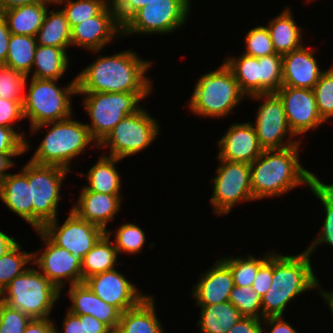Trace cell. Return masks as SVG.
Segmentation results:
<instances>
[{
	"mask_svg": "<svg viewBox=\"0 0 333 333\" xmlns=\"http://www.w3.org/2000/svg\"><path fill=\"white\" fill-rule=\"evenodd\" d=\"M18 242L0 257V293L17 276L22 274L32 263L33 254L26 251L20 252ZM25 267V268H24Z\"/></svg>",
	"mask_w": 333,
	"mask_h": 333,
	"instance_id": "obj_37",
	"label": "cell"
},
{
	"mask_svg": "<svg viewBox=\"0 0 333 333\" xmlns=\"http://www.w3.org/2000/svg\"><path fill=\"white\" fill-rule=\"evenodd\" d=\"M37 48L36 37L10 34L5 64L15 71L29 76Z\"/></svg>",
	"mask_w": 333,
	"mask_h": 333,
	"instance_id": "obj_34",
	"label": "cell"
},
{
	"mask_svg": "<svg viewBox=\"0 0 333 333\" xmlns=\"http://www.w3.org/2000/svg\"><path fill=\"white\" fill-rule=\"evenodd\" d=\"M22 154H2L0 153V184L9 175L5 170L14 166L12 157L20 156Z\"/></svg>",
	"mask_w": 333,
	"mask_h": 333,
	"instance_id": "obj_56",
	"label": "cell"
},
{
	"mask_svg": "<svg viewBox=\"0 0 333 333\" xmlns=\"http://www.w3.org/2000/svg\"><path fill=\"white\" fill-rule=\"evenodd\" d=\"M210 203L217 215H226L238 202L254 200L250 180V164L218 159Z\"/></svg>",
	"mask_w": 333,
	"mask_h": 333,
	"instance_id": "obj_12",
	"label": "cell"
},
{
	"mask_svg": "<svg viewBox=\"0 0 333 333\" xmlns=\"http://www.w3.org/2000/svg\"><path fill=\"white\" fill-rule=\"evenodd\" d=\"M117 19L123 25L136 11L145 7L152 0H111Z\"/></svg>",
	"mask_w": 333,
	"mask_h": 333,
	"instance_id": "obj_49",
	"label": "cell"
},
{
	"mask_svg": "<svg viewBox=\"0 0 333 333\" xmlns=\"http://www.w3.org/2000/svg\"><path fill=\"white\" fill-rule=\"evenodd\" d=\"M310 256L306 250L296 256L273 253L272 283L261 297L262 319L283 316L291 299L320 286L313 272Z\"/></svg>",
	"mask_w": 333,
	"mask_h": 333,
	"instance_id": "obj_3",
	"label": "cell"
},
{
	"mask_svg": "<svg viewBox=\"0 0 333 333\" xmlns=\"http://www.w3.org/2000/svg\"><path fill=\"white\" fill-rule=\"evenodd\" d=\"M37 45L53 46L66 50L71 44V28L64 11L48 10L36 34Z\"/></svg>",
	"mask_w": 333,
	"mask_h": 333,
	"instance_id": "obj_30",
	"label": "cell"
},
{
	"mask_svg": "<svg viewBox=\"0 0 333 333\" xmlns=\"http://www.w3.org/2000/svg\"><path fill=\"white\" fill-rule=\"evenodd\" d=\"M27 76L4 64H0V98L24 102Z\"/></svg>",
	"mask_w": 333,
	"mask_h": 333,
	"instance_id": "obj_40",
	"label": "cell"
},
{
	"mask_svg": "<svg viewBox=\"0 0 333 333\" xmlns=\"http://www.w3.org/2000/svg\"><path fill=\"white\" fill-rule=\"evenodd\" d=\"M37 233L46 246L44 251L40 250V253H32V264L38 266V268L40 267L38 270L44 274L60 292L68 280L71 282V286L83 283L81 263L75 259L68 250L53 244L40 230H37ZM38 254L39 257H36Z\"/></svg>",
	"mask_w": 333,
	"mask_h": 333,
	"instance_id": "obj_15",
	"label": "cell"
},
{
	"mask_svg": "<svg viewBox=\"0 0 333 333\" xmlns=\"http://www.w3.org/2000/svg\"><path fill=\"white\" fill-rule=\"evenodd\" d=\"M231 302L244 317L262 319V298L252 287L234 286L230 292Z\"/></svg>",
	"mask_w": 333,
	"mask_h": 333,
	"instance_id": "obj_41",
	"label": "cell"
},
{
	"mask_svg": "<svg viewBox=\"0 0 333 333\" xmlns=\"http://www.w3.org/2000/svg\"><path fill=\"white\" fill-rule=\"evenodd\" d=\"M111 230L96 242L93 248L83 257L81 273L83 282L94 275L114 269L117 264L118 251L110 241Z\"/></svg>",
	"mask_w": 333,
	"mask_h": 333,
	"instance_id": "obj_28",
	"label": "cell"
},
{
	"mask_svg": "<svg viewBox=\"0 0 333 333\" xmlns=\"http://www.w3.org/2000/svg\"><path fill=\"white\" fill-rule=\"evenodd\" d=\"M261 94L276 93L283 83V57L279 54L259 57Z\"/></svg>",
	"mask_w": 333,
	"mask_h": 333,
	"instance_id": "obj_39",
	"label": "cell"
},
{
	"mask_svg": "<svg viewBox=\"0 0 333 333\" xmlns=\"http://www.w3.org/2000/svg\"><path fill=\"white\" fill-rule=\"evenodd\" d=\"M38 2H55V0H0V12L6 9Z\"/></svg>",
	"mask_w": 333,
	"mask_h": 333,
	"instance_id": "obj_57",
	"label": "cell"
},
{
	"mask_svg": "<svg viewBox=\"0 0 333 333\" xmlns=\"http://www.w3.org/2000/svg\"><path fill=\"white\" fill-rule=\"evenodd\" d=\"M116 33L122 37V25L111 1L97 16L71 28V44L99 52L116 37Z\"/></svg>",
	"mask_w": 333,
	"mask_h": 333,
	"instance_id": "obj_17",
	"label": "cell"
},
{
	"mask_svg": "<svg viewBox=\"0 0 333 333\" xmlns=\"http://www.w3.org/2000/svg\"><path fill=\"white\" fill-rule=\"evenodd\" d=\"M10 34L6 21L0 14V64H5Z\"/></svg>",
	"mask_w": 333,
	"mask_h": 333,
	"instance_id": "obj_55",
	"label": "cell"
},
{
	"mask_svg": "<svg viewBox=\"0 0 333 333\" xmlns=\"http://www.w3.org/2000/svg\"><path fill=\"white\" fill-rule=\"evenodd\" d=\"M245 96L232 71L223 63L198 79L188 106L199 116L219 118L229 115Z\"/></svg>",
	"mask_w": 333,
	"mask_h": 333,
	"instance_id": "obj_5",
	"label": "cell"
},
{
	"mask_svg": "<svg viewBox=\"0 0 333 333\" xmlns=\"http://www.w3.org/2000/svg\"><path fill=\"white\" fill-rule=\"evenodd\" d=\"M271 253L264 254L262 259L248 254V257L222 258L221 260L230 268L233 275L234 286L252 287L254 278L260 266L269 258Z\"/></svg>",
	"mask_w": 333,
	"mask_h": 333,
	"instance_id": "obj_36",
	"label": "cell"
},
{
	"mask_svg": "<svg viewBox=\"0 0 333 333\" xmlns=\"http://www.w3.org/2000/svg\"><path fill=\"white\" fill-rule=\"evenodd\" d=\"M200 276L192 293L197 306H209L229 301L230 292L234 288V280L230 268L222 260H217L213 267Z\"/></svg>",
	"mask_w": 333,
	"mask_h": 333,
	"instance_id": "obj_20",
	"label": "cell"
},
{
	"mask_svg": "<svg viewBox=\"0 0 333 333\" xmlns=\"http://www.w3.org/2000/svg\"><path fill=\"white\" fill-rule=\"evenodd\" d=\"M68 170L49 165H38L28 161V183L33 205V227L40 230L43 225L57 217L60 187Z\"/></svg>",
	"mask_w": 333,
	"mask_h": 333,
	"instance_id": "obj_9",
	"label": "cell"
},
{
	"mask_svg": "<svg viewBox=\"0 0 333 333\" xmlns=\"http://www.w3.org/2000/svg\"><path fill=\"white\" fill-rule=\"evenodd\" d=\"M61 292L39 270L27 268L0 293V301L31 319L49 318Z\"/></svg>",
	"mask_w": 333,
	"mask_h": 333,
	"instance_id": "obj_6",
	"label": "cell"
},
{
	"mask_svg": "<svg viewBox=\"0 0 333 333\" xmlns=\"http://www.w3.org/2000/svg\"><path fill=\"white\" fill-rule=\"evenodd\" d=\"M246 50L244 54L252 57H264L276 54L270 33L267 27L252 28L245 37Z\"/></svg>",
	"mask_w": 333,
	"mask_h": 333,
	"instance_id": "obj_44",
	"label": "cell"
},
{
	"mask_svg": "<svg viewBox=\"0 0 333 333\" xmlns=\"http://www.w3.org/2000/svg\"><path fill=\"white\" fill-rule=\"evenodd\" d=\"M159 132L156 119L141 107L134 114L125 116L97 148L109 146V157L127 158L147 148Z\"/></svg>",
	"mask_w": 333,
	"mask_h": 333,
	"instance_id": "obj_10",
	"label": "cell"
},
{
	"mask_svg": "<svg viewBox=\"0 0 333 333\" xmlns=\"http://www.w3.org/2000/svg\"><path fill=\"white\" fill-rule=\"evenodd\" d=\"M191 0H152L136 11L123 25L126 34H168L185 25Z\"/></svg>",
	"mask_w": 333,
	"mask_h": 333,
	"instance_id": "obj_11",
	"label": "cell"
},
{
	"mask_svg": "<svg viewBox=\"0 0 333 333\" xmlns=\"http://www.w3.org/2000/svg\"><path fill=\"white\" fill-rule=\"evenodd\" d=\"M17 241L0 230V257L12 248Z\"/></svg>",
	"mask_w": 333,
	"mask_h": 333,
	"instance_id": "obj_58",
	"label": "cell"
},
{
	"mask_svg": "<svg viewBox=\"0 0 333 333\" xmlns=\"http://www.w3.org/2000/svg\"><path fill=\"white\" fill-rule=\"evenodd\" d=\"M283 316L265 317L262 320L270 326V333H298L288 322L282 318Z\"/></svg>",
	"mask_w": 333,
	"mask_h": 333,
	"instance_id": "obj_53",
	"label": "cell"
},
{
	"mask_svg": "<svg viewBox=\"0 0 333 333\" xmlns=\"http://www.w3.org/2000/svg\"><path fill=\"white\" fill-rule=\"evenodd\" d=\"M250 98L264 99V103L258 106L256 122L253 125L259 144L264 150L285 149L301 142L291 140L295 135L289 128L283 103L275 93L256 94ZM287 134L290 139L285 142Z\"/></svg>",
	"mask_w": 333,
	"mask_h": 333,
	"instance_id": "obj_14",
	"label": "cell"
},
{
	"mask_svg": "<svg viewBox=\"0 0 333 333\" xmlns=\"http://www.w3.org/2000/svg\"><path fill=\"white\" fill-rule=\"evenodd\" d=\"M218 146V159L248 164L258 158L264 150L250 122L230 126L226 134L219 139Z\"/></svg>",
	"mask_w": 333,
	"mask_h": 333,
	"instance_id": "obj_19",
	"label": "cell"
},
{
	"mask_svg": "<svg viewBox=\"0 0 333 333\" xmlns=\"http://www.w3.org/2000/svg\"><path fill=\"white\" fill-rule=\"evenodd\" d=\"M232 71L241 91L248 96L261 94V71L258 58L242 54L224 62Z\"/></svg>",
	"mask_w": 333,
	"mask_h": 333,
	"instance_id": "obj_33",
	"label": "cell"
},
{
	"mask_svg": "<svg viewBox=\"0 0 333 333\" xmlns=\"http://www.w3.org/2000/svg\"><path fill=\"white\" fill-rule=\"evenodd\" d=\"M149 93L151 92L77 93L84 95L83 106L91 119V125L86 126L96 146L125 116L137 112L141 108L139 102Z\"/></svg>",
	"mask_w": 333,
	"mask_h": 333,
	"instance_id": "obj_8",
	"label": "cell"
},
{
	"mask_svg": "<svg viewBox=\"0 0 333 333\" xmlns=\"http://www.w3.org/2000/svg\"><path fill=\"white\" fill-rule=\"evenodd\" d=\"M63 329L64 333H85L83 328V321H80V318L77 315L69 311L64 318ZM55 333H59L56 327Z\"/></svg>",
	"mask_w": 333,
	"mask_h": 333,
	"instance_id": "obj_54",
	"label": "cell"
},
{
	"mask_svg": "<svg viewBox=\"0 0 333 333\" xmlns=\"http://www.w3.org/2000/svg\"><path fill=\"white\" fill-rule=\"evenodd\" d=\"M115 157L101 155L97 163L90 168L87 174L88 185L84 186L88 191L104 193L108 195H121V180L115 168L121 161Z\"/></svg>",
	"mask_w": 333,
	"mask_h": 333,
	"instance_id": "obj_29",
	"label": "cell"
},
{
	"mask_svg": "<svg viewBox=\"0 0 333 333\" xmlns=\"http://www.w3.org/2000/svg\"><path fill=\"white\" fill-rule=\"evenodd\" d=\"M267 28L276 54L283 56L304 45L301 28L297 26L289 8L269 21Z\"/></svg>",
	"mask_w": 333,
	"mask_h": 333,
	"instance_id": "obj_27",
	"label": "cell"
},
{
	"mask_svg": "<svg viewBox=\"0 0 333 333\" xmlns=\"http://www.w3.org/2000/svg\"><path fill=\"white\" fill-rule=\"evenodd\" d=\"M71 300L69 312L75 315H91L106 324L113 332L117 330L121 312L99 298L84 282L68 289Z\"/></svg>",
	"mask_w": 333,
	"mask_h": 333,
	"instance_id": "obj_22",
	"label": "cell"
},
{
	"mask_svg": "<svg viewBox=\"0 0 333 333\" xmlns=\"http://www.w3.org/2000/svg\"><path fill=\"white\" fill-rule=\"evenodd\" d=\"M273 276V253L269 258L260 266L252 289H254L261 297L268 291L272 283Z\"/></svg>",
	"mask_w": 333,
	"mask_h": 333,
	"instance_id": "obj_48",
	"label": "cell"
},
{
	"mask_svg": "<svg viewBox=\"0 0 333 333\" xmlns=\"http://www.w3.org/2000/svg\"><path fill=\"white\" fill-rule=\"evenodd\" d=\"M275 94L283 103L289 128L295 136L325 123L318 113L313 90L282 85Z\"/></svg>",
	"mask_w": 333,
	"mask_h": 333,
	"instance_id": "obj_16",
	"label": "cell"
},
{
	"mask_svg": "<svg viewBox=\"0 0 333 333\" xmlns=\"http://www.w3.org/2000/svg\"><path fill=\"white\" fill-rule=\"evenodd\" d=\"M66 50L53 46L37 45L34 62L35 66L32 78L59 80L66 71L69 60Z\"/></svg>",
	"mask_w": 333,
	"mask_h": 333,
	"instance_id": "obj_32",
	"label": "cell"
},
{
	"mask_svg": "<svg viewBox=\"0 0 333 333\" xmlns=\"http://www.w3.org/2000/svg\"><path fill=\"white\" fill-rule=\"evenodd\" d=\"M150 66L129 50L99 57L76 76L77 93L151 92L152 83L145 76Z\"/></svg>",
	"mask_w": 333,
	"mask_h": 333,
	"instance_id": "obj_1",
	"label": "cell"
},
{
	"mask_svg": "<svg viewBox=\"0 0 333 333\" xmlns=\"http://www.w3.org/2000/svg\"><path fill=\"white\" fill-rule=\"evenodd\" d=\"M29 147L22 133H18L14 128L0 126V153L23 154Z\"/></svg>",
	"mask_w": 333,
	"mask_h": 333,
	"instance_id": "obj_46",
	"label": "cell"
},
{
	"mask_svg": "<svg viewBox=\"0 0 333 333\" xmlns=\"http://www.w3.org/2000/svg\"><path fill=\"white\" fill-rule=\"evenodd\" d=\"M116 231L113 243L118 254L120 252L138 254L142 250V247L145 244L146 235L139 226L134 223H125Z\"/></svg>",
	"mask_w": 333,
	"mask_h": 333,
	"instance_id": "obj_42",
	"label": "cell"
},
{
	"mask_svg": "<svg viewBox=\"0 0 333 333\" xmlns=\"http://www.w3.org/2000/svg\"><path fill=\"white\" fill-rule=\"evenodd\" d=\"M49 125L52 127L29 161L71 171L69 165L72 159L84 152V149L95 140L91 137L86 124L73 120L71 117L34 126L31 131L38 132Z\"/></svg>",
	"mask_w": 333,
	"mask_h": 333,
	"instance_id": "obj_4",
	"label": "cell"
},
{
	"mask_svg": "<svg viewBox=\"0 0 333 333\" xmlns=\"http://www.w3.org/2000/svg\"><path fill=\"white\" fill-rule=\"evenodd\" d=\"M56 81L58 80H30L28 94H24L23 102V116L29 118L30 128L72 117L70 98L77 95L76 76L64 88L57 87Z\"/></svg>",
	"mask_w": 333,
	"mask_h": 333,
	"instance_id": "obj_7",
	"label": "cell"
},
{
	"mask_svg": "<svg viewBox=\"0 0 333 333\" xmlns=\"http://www.w3.org/2000/svg\"><path fill=\"white\" fill-rule=\"evenodd\" d=\"M58 219L43 225L40 231L56 246L68 250L81 264L83 257L106 233L101 227L80 218L71 210L63 225Z\"/></svg>",
	"mask_w": 333,
	"mask_h": 333,
	"instance_id": "obj_13",
	"label": "cell"
},
{
	"mask_svg": "<svg viewBox=\"0 0 333 333\" xmlns=\"http://www.w3.org/2000/svg\"><path fill=\"white\" fill-rule=\"evenodd\" d=\"M24 119L23 105L19 101L0 98V126L14 128L12 124Z\"/></svg>",
	"mask_w": 333,
	"mask_h": 333,
	"instance_id": "obj_47",
	"label": "cell"
},
{
	"mask_svg": "<svg viewBox=\"0 0 333 333\" xmlns=\"http://www.w3.org/2000/svg\"><path fill=\"white\" fill-rule=\"evenodd\" d=\"M55 2L26 4L1 11L11 34L36 37L48 11L47 5Z\"/></svg>",
	"mask_w": 333,
	"mask_h": 333,
	"instance_id": "obj_26",
	"label": "cell"
},
{
	"mask_svg": "<svg viewBox=\"0 0 333 333\" xmlns=\"http://www.w3.org/2000/svg\"><path fill=\"white\" fill-rule=\"evenodd\" d=\"M299 145L297 143L285 149L263 150L250 164L254 200L280 196L302 184L311 186L317 179V176L301 166Z\"/></svg>",
	"mask_w": 333,
	"mask_h": 333,
	"instance_id": "obj_2",
	"label": "cell"
},
{
	"mask_svg": "<svg viewBox=\"0 0 333 333\" xmlns=\"http://www.w3.org/2000/svg\"><path fill=\"white\" fill-rule=\"evenodd\" d=\"M154 299L147 295L120 315L115 333H164L156 315Z\"/></svg>",
	"mask_w": 333,
	"mask_h": 333,
	"instance_id": "obj_25",
	"label": "cell"
},
{
	"mask_svg": "<svg viewBox=\"0 0 333 333\" xmlns=\"http://www.w3.org/2000/svg\"><path fill=\"white\" fill-rule=\"evenodd\" d=\"M66 6L62 9L66 14L70 28L97 16L111 0H66ZM65 0H55V4H62Z\"/></svg>",
	"mask_w": 333,
	"mask_h": 333,
	"instance_id": "obj_38",
	"label": "cell"
},
{
	"mask_svg": "<svg viewBox=\"0 0 333 333\" xmlns=\"http://www.w3.org/2000/svg\"><path fill=\"white\" fill-rule=\"evenodd\" d=\"M314 50L301 48L283 55L282 85L313 90L322 73L314 57Z\"/></svg>",
	"mask_w": 333,
	"mask_h": 333,
	"instance_id": "obj_21",
	"label": "cell"
},
{
	"mask_svg": "<svg viewBox=\"0 0 333 333\" xmlns=\"http://www.w3.org/2000/svg\"><path fill=\"white\" fill-rule=\"evenodd\" d=\"M83 321L85 333H113V331L103 322L91 315H77Z\"/></svg>",
	"mask_w": 333,
	"mask_h": 333,
	"instance_id": "obj_51",
	"label": "cell"
},
{
	"mask_svg": "<svg viewBox=\"0 0 333 333\" xmlns=\"http://www.w3.org/2000/svg\"><path fill=\"white\" fill-rule=\"evenodd\" d=\"M262 319L242 317L227 333H264Z\"/></svg>",
	"mask_w": 333,
	"mask_h": 333,
	"instance_id": "obj_50",
	"label": "cell"
},
{
	"mask_svg": "<svg viewBox=\"0 0 333 333\" xmlns=\"http://www.w3.org/2000/svg\"><path fill=\"white\" fill-rule=\"evenodd\" d=\"M320 295H322L323 299L326 300V303L328 304L332 315H333V292H329L326 290H320Z\"/></svg>",
	"mask_w": 333,
	"mask_h": 333,
	"instance_id": "obj_59",
	"label": "cell"
},
{
	"mask_svg": "<svg viewBox=\"0 0 333 333\" xmlns=\"http://www.w3.org/2000/svg\"><path fill=\"white\" fill-rule=\"evenodd\" d=\"M0 199L33 227V205L28 183V163L20 173L9 174L0 184Z\"/></svg>",
	"mask_w": 333,
	"mask_h": 333,
	"instance_id": "obj_24",
	"label": "cell"
},
{
	"mask_svg": "<svg viewBox=\"0 0 333 333\" xmlns=\"http://www.w3.org/2000/svg\"><path fill=\"white\" fill-rule=\"evenodd\" d=\"M313 93L318 113L326 122L333 117V66L322 73Z\"/></svg>",
	"mask_w": 333,
	"mask_h": 333,
	"instance_id": "obj_43",
	"label": "cell"
},
{
	"mask_svg": "<svg viewBox=\"0 0 333 333\" xmlns=\"http://www.w3.org/2000/svg\"><path fill=\"white\" fill-rule=\"evenodd\" d=\"M309 188L315 197L321 201L326 211L320 235L318 234L317 238L306 249L311 255L319 244L326 243L333 247V184L326 185L317 178Z\"/></svg>",
	"mask_w": 333,
	"mask_h": 333,
	"instance_id": "obj_35",
	"label": "cell"
},
{
	"mask_svg": "<svg viewBox=\"0 0 333 333\" xmlns=\"http://www.w3.org/2000/svg\"><path fill=\"white\" fill-rule=\"evenodd\" d=\"M55 326L49 318L31 319L23 333H55Z\"/></svg>",
	"mask_w": 333,
	"mask_h": 333,
	"instance_id": "obj_52",
	"label": "cell"
},
{
	"mask_svg": "<svg viewBox=\"0 0 333 333\" xmlns=\"http://www.w3.org/2000/svg\"><path fill=\"white\" fill-rule=\"evenodd\" d=\"M31 318L0 301V333H23Z\"/></svg>",
	"mask_w": 333,
	"mask_h": 333,
	"instance_id": "obj_45",
	"label": "cell"
},
{
	"mask_svg": "<svg viewBox=\"0 0 333 333\" xmlns=\"http://www.w3.org/2000/svg\"><path fill=\"white\" fill-rule=\"evenodd\" d=\"M201 307V333H227L243 316L231 302Z\"/></svg>",
	"mask_w": 333,
	"mask_h": 333,
	"instance_id": "obj_31",
	"label": "cell"
},
{
	"mask_svg": "<svg viewBox=\"0 0 333 333\" xmlns=\"http://www.w3.org/2000/svg\"><path fill=\"white\" fill-rule=\"evenodd\" d=\"M79 196L72 211L83 220L101 227L106 232L108 221L114 219L121 208L122 196L92 192L85 187L82 188Z\"/></svg>",
	"mask_w": 333,
	"mask_h": 333,
	"instance_id": "obj_23",
	"label": "cell"
},
{
	"mask_svg": "<svg viewBox=\"0 0 333 333\" xmlns=\"http://www.w3.org/2000/svg\"><path fill=\"white\" fill-rule=\"evenodd\" d=\"M84 283L104 302L121 313L135 307L147 295L142 294L115 268L87 278Z\"/></svg>",
	"mask_w": 333,
	"mask_h": 333,
	"instance_id": "obj_18",
	"label": "cell"
}]
</instances>
